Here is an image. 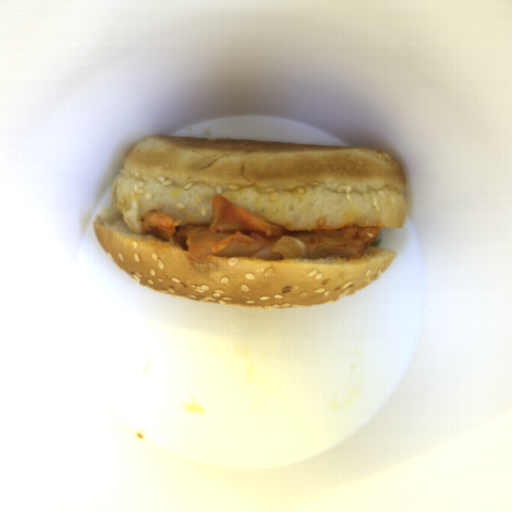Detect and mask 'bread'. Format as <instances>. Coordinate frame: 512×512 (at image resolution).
Segmentation results:
<instances>
[{
  "label": "bread",
  "mask_w": 512,
  "mask_h": 512,
  "mask_svg": "<svg viewBox=\"0 0 512 512\" xmlns=\"http://www.w3.org/2000/svg\"><path fill=\"white\" fill-rule=\"evenodd\" d=\"M405 182L397 159L372 147L155 135L124 155L110 180L111 206L95 215L92 228L111 260L150 289L197 302L306 308L379 279L395 250L369 245L350 260L196 257L173 238L132 233L123 221L132 195L142 224L156 210L181 220L176 232L210 226L217 195L291 232L403 229Z\"/></svg>",
  "instance_id": "bread-1"
}]
</instances>
